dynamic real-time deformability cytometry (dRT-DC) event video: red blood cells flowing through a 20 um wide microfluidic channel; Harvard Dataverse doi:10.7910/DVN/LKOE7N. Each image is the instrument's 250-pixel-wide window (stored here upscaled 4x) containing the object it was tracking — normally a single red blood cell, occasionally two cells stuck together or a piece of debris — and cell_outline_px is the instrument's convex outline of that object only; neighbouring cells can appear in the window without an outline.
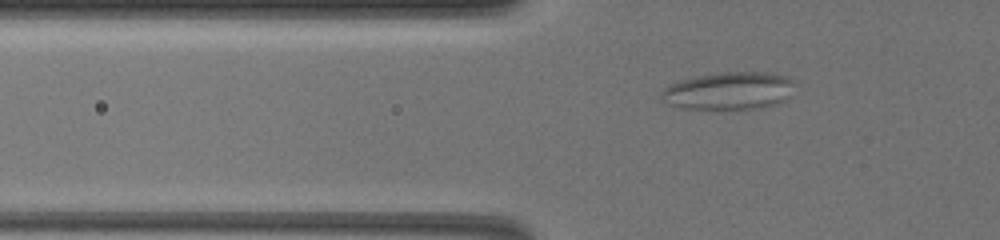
{"species": "common noctule bat (a hibernating species)", "species_latin": "Nyctalus noctula", "temperature_condition": "warm", "stored_images_in_passage": 49, "camera_frame_rate_fps": 3000, "um_per_image_px": 0.085, "animal": {"sex": "female", "body_mass_g": 19.5, "forearm_length_mm": 54.1}, "frame": {"image": 1, "passage_image": 7, "time_ms": 2.0, "image_size_px": [1000, 240], "cell_outline_px": [[792, 84], [788, 96], [784, 100], [776, 104], [760, 108], [684, 108], [668, 104], [660, 96], [664, 88], [680, 80], [720, 72], [768, 72], [788, 76], [792, 80]], "centroid_in_image_um": [61.96, 7.71], "position_along_channel_um": 63.8, "area_um2": 28.67}}
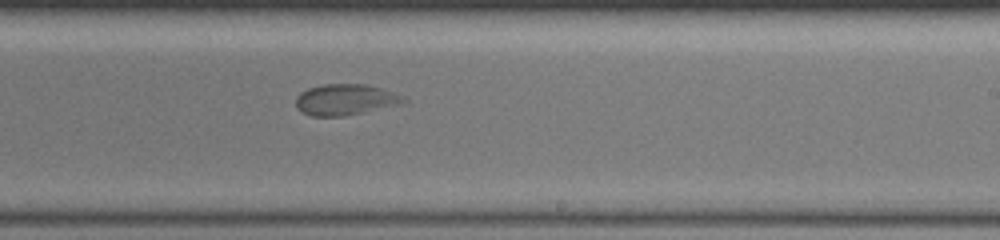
{"frame": {"image": 2, "passage_image": 26, "time_ms": 8.333, "image_size_px": [1000, 240], "cell_outline_px": [[408, 100], [404, 104], [344, 116], [312, 116], [300, 112], [296, 108], [296, 96], [300, 92], [308, 88], [320, 84], [368, 84], [392, 92]], "centroid_in_image_um": [29.32, 8.47], "position_along_channel_um": 259.7, "area_um2": 19.65}}
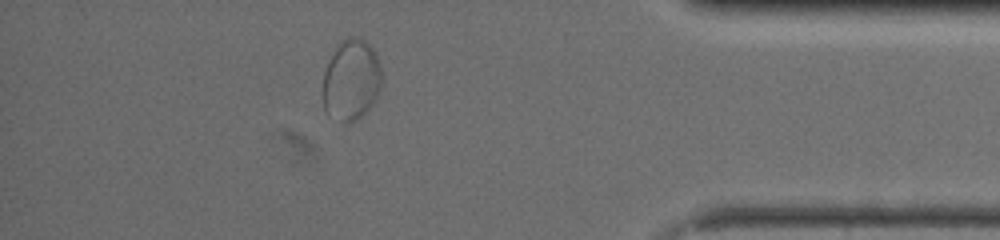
{"frame": {"image": 3, "passage_image": 42, "time_ms": 13.667, "image_size_px": [1000, 240], "cell_outline_px": [[380, 88], [376, 100], [356, 120], [344, 124], [324, 108], [324, 72], [336, 44], [340, 40], [348, 36], [356, 36], [364, 40], [372, 48], [380, 64]], "centroid_in_image_um": [29.86, 6.75], "position_along_channel_um": 405.3, "area_um2": 27.46}}